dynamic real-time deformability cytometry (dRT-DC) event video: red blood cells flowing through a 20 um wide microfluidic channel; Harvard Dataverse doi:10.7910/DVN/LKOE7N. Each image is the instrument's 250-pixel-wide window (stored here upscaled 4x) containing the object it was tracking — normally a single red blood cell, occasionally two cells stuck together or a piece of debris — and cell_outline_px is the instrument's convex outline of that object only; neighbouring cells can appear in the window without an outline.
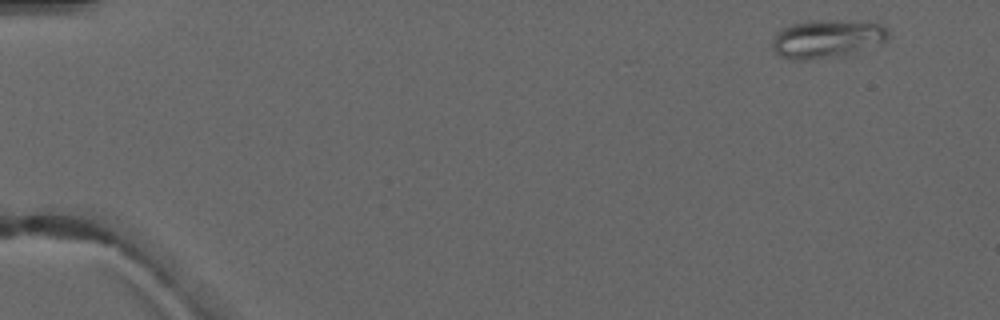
{"species": "common noctule bat (a hibernating species)", "species_latin": "Nyctalus noctula", "temperature_condition": "warm", "stored_images_in_passage": 5, "camera_frame_rate_fps": 3000, "um_per_image_px": 0.085, "animal": {"sex": "male", "forearm_length_mm": 52.5}, "frame": {"image": 1, "passage_image": 1, "time_ms": 0.0, "image_size_px": [1000, 320], "cell_outline_px": [[888, 40], [884, 44], [848, 52], [808, 60], [792, 60], [780, 56], [772, 48], [772, 36], [776, 32], [792, 24], [808, 20], [868, 20], [884, 24], [888, 28]], "centroid_in_image_um": [70.33, 3.24], "position_along_channel_um": 14.7, "area_um2": 26.13}}